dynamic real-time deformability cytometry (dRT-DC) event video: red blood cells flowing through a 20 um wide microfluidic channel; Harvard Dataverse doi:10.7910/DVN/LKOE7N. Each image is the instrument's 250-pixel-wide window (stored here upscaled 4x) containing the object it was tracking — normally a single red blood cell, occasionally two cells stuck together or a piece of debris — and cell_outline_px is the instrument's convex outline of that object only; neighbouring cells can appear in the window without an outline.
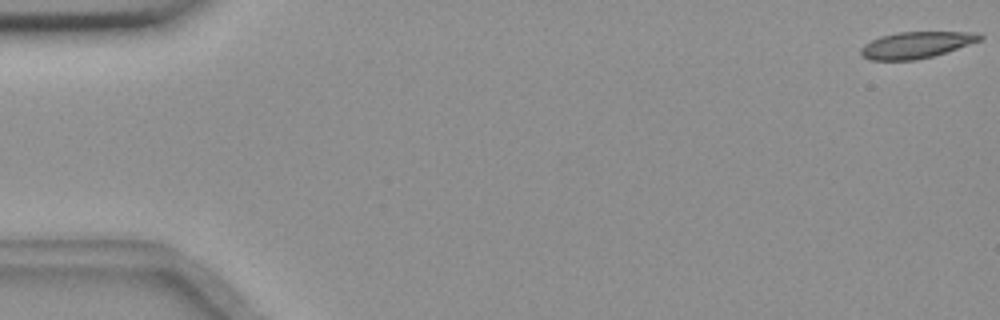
{"species": "common noctule bat (a hibernating species)", "species_latin": "Nyctalus noctula", "temperature_condition": "room temperature", "stored_images_in_passage": 56, "camera_frame_rate_fps": 3000, "um_per_image_px": 0.085, "animal": {"sex": "female", "body_mass_g": 18.4}, "frame": {"image": 1, "passage_image": 1, "time_ms": 0.0, "image_size_px": [1000, 320], "cell_outline_px": [[984, 36], [980, 40], [932, 56], [916, 60], [868, 60], [860, 52], [860, 48], [864, 44], [880, 36], [896, 32], [976, 32]], "centroid_in_image_um": [77.83, 3.81], "position_along_channel_um": 7.2, "area_um2": 18.15}}
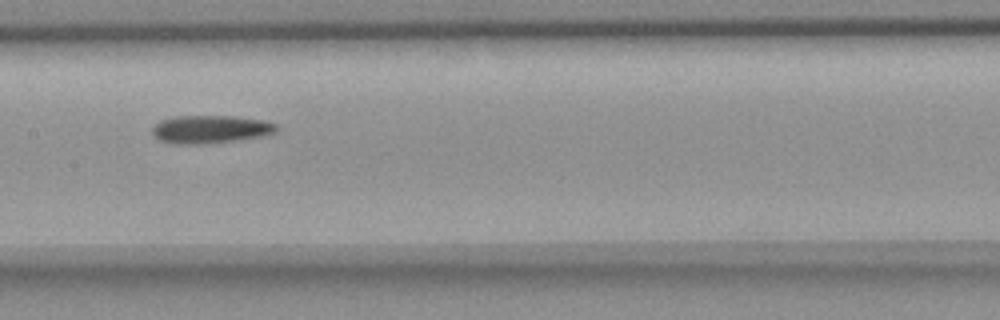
{"frame": {"image": 2, "passage_image": 28, "time_ms": 9.0, "image_size_px": [1000, 320], "cell_outline_px": [[280, 128], [276, 132], [264, 136], [236, 140], [204, 144], [172, 144], [160, 140], [152, 132], [152, 128], [160, 120], [172, 116], [232, 116], [264, 120], [276, 124]], "centroid_in_image_um": [17.9, 10.99], "position_along_channel_um": 189.5, "area_um2": 20.4}}
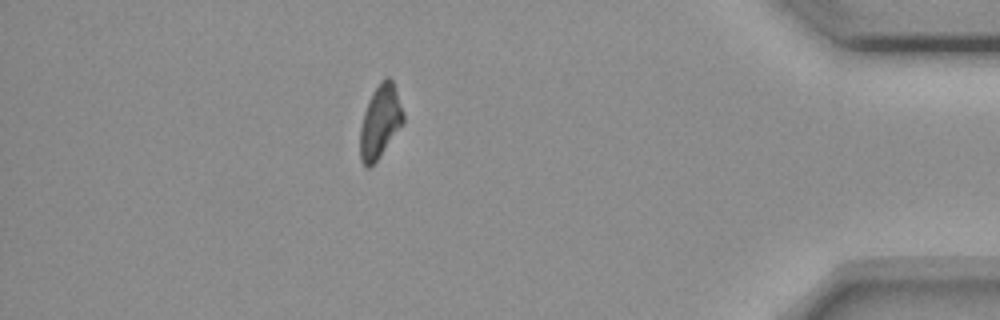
{"frame": {"image": 3, "passage_image": 49, "time_ms": 16.0, "image_size_px": [1000, 320], "cell_outline_px": [[404, 124], [376, 160], [368, 168], [360, 160], [360, 128], [364, 112], [368, 100], [372, 92], [380, 80], [384, 76], [388, 76], [392, 80], [404, 112]], "centroid_in_image_um": [32.32, 10.29], "position_along_channel_um": 402.9, "area_um2": 18.38}, "authors_computed_cell_mechanics": {"area_um2": 19.4497, "velocity_mm_per_s": 3.6781, "shape_relaxation_time_tau1_ms": null, "shape_relaxation_time_tau2_ms": 9.4768, "deformation_change_tau1": null, "deformation_change_tau2": 0.203}}